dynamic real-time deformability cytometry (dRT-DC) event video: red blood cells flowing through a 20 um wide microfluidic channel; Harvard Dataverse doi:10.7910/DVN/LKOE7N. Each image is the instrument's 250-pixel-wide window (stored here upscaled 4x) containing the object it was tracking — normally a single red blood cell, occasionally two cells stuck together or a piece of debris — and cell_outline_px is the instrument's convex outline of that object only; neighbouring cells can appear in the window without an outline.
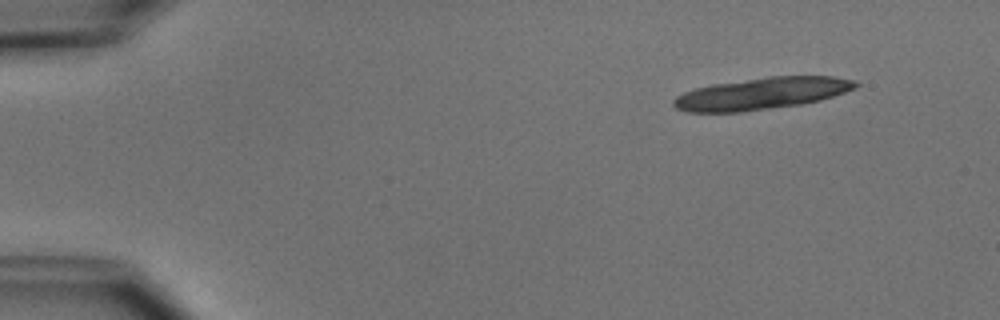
{"species": "common noctule bat (a hibernating species)", "species_latin": "Nyctalus noctula", "temperature_condition": "cold", "stored_images_in_passage": 4, "camera_frame_rate_fps": 3000, "um_per_image_px": 0.085, "animal": {"sex": "male", "body_mass_g": 15.6}, "frame": {"image": 1, "passage_image": 1, "time_ms": 0.0, "image_size_px": [1000, 320], "cell_outline_px": [[860, 84], [856, 88], [820, 100], [804, 104], [740, 112], [688, 112], [676, 108], [672, 104], [672, 100], [676, 96], [684, 92], [696, 88], [712, 84], [772, 76], [832, 76], [856, 80]], "centroid_in_image_um": [64.75, 7.95], "position_along_channel_um": 20.2, "area_um2": 33.81}}